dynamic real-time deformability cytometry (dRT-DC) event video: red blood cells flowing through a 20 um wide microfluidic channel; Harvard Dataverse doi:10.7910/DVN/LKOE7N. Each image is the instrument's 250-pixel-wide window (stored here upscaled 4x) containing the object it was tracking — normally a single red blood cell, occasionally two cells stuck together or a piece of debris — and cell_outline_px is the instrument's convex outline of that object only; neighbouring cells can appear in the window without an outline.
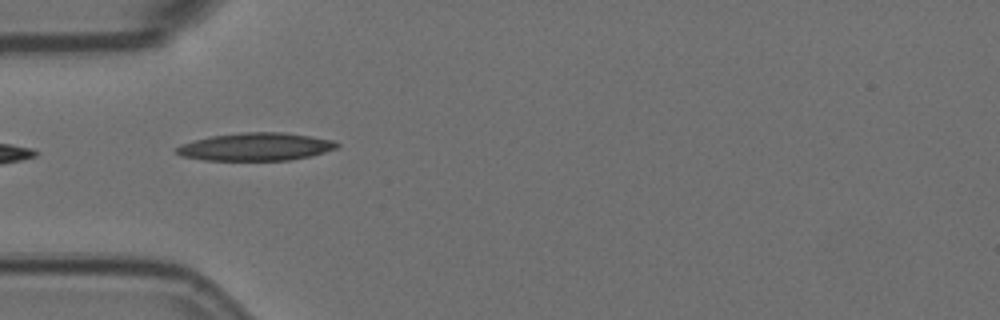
{"species": "Egyptian fruit bat (a non-hibernating species)", "species_latin": "Rousettus aegyptiacus", "temperature_condition": "room temperature", "stored_images_in_passage": 6, "camera_frame_rate_fps": 3000, "um_per_image_px": 0.085, "animal": {"sex": "female"}, "frame": {"image": 1, "passage_image": 5, "time_ms": 1.333, "image_size_px": [1000, 320], "cell_outline_px": [[340, 144], [336, 148], [312, 156], [288, 160], [204, 160], [180, 156], [172, 148], [180, 144], [212, 136], [244, 132], [284, 132], [332, 140]], "centroid_in_image_um": [21.7, 12.48], "position_along_channel_um": 63.3, "area_um2": 25.95}}
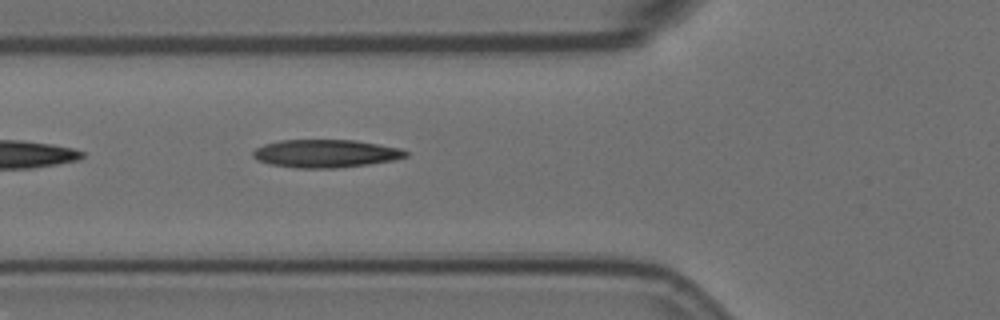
{"frame": {"image": 2, "passage_image": 6, "time_ms": 1.667, "image_size_px": [1000, 320], "cell_outline_px": [[408, 156], [392, 160], [368, 164], [336, 168], [296, 168], [268, 164], [256, 160], [252, 156], [252, 152], [256, 148], [264, 144], [280, 140], [356, 140], [400, 148], [408, 152]], "centroid_in_image_um": [27.64, 13.05], "position_along_channel_um": 98.2, "area_um2": 24.97}}